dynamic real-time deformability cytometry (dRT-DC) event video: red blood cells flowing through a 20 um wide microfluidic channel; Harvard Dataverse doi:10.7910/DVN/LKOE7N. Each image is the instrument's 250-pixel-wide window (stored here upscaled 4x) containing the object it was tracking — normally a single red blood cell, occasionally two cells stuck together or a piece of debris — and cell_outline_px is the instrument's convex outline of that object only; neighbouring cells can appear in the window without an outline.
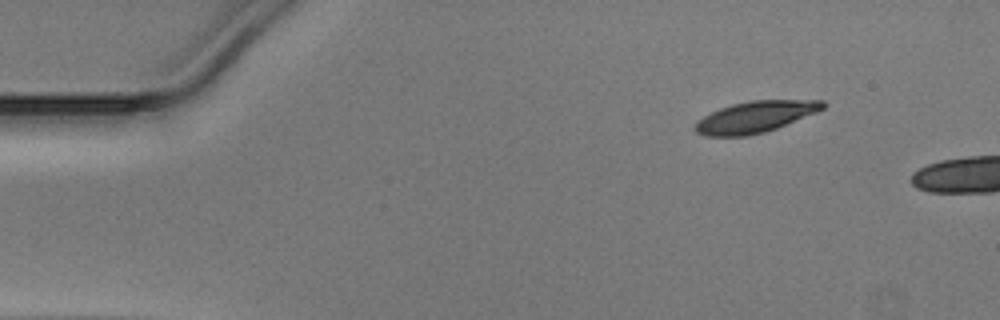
{"species": "Egyptian fruit bat (a non-hibernating species)", "species_latin": "Rousettus aegyptiacus", "temperature_condition": "warm", "stored_images_in_passage": 5, "camera_frame_rate_fps": 3000, "um_per_image_px": 0.085, "animal": {"sex": "male"}, "frame": {"image": 1, "passage_image": 1, "time_ms": 0.0, "image_size_px": [1000, 320], "cell_outline_px": [[828, 104], [824, 108], [816, 112], [776, 128], [764, 132], [748, 136], [704, 136], [696, 132], [692, 128], [696, 120], [720, 108], [732, 104], [752, 100], [824, 100]], "centroid_in_image_um": [64.16, 9.94], "position_along_channel_um": 20.8, "area_um2": 23.35}}